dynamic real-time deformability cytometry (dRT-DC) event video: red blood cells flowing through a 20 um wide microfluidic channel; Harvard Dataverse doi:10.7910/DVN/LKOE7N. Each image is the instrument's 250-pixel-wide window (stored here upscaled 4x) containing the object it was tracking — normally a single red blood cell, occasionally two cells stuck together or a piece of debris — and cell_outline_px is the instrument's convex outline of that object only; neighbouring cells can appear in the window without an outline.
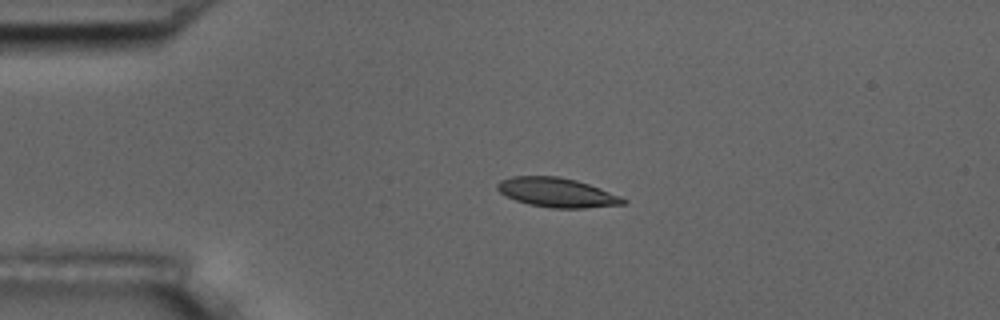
{"species": "common noctule bat (a hibernating species)", "species_latin": "Nyctalus noctula", "temperature_condition": "room temperature", "stored_images_in_passage": 4, "camera_frame_rate_fps": 3000, "um_per_image_px": 0.085, "animal": {"sex": "male", "body_mass_g": 17.5, "forearm_length_mm": 52.3}, "frame": {"image": 1, "passage_image": 3, "time_ms": 3.333, "image_size_px": [1000, 320], "cell_outline_px": [[628, 200], [624, 204], [584, 208], [552, 208], [528, 204], [516, 200], [500, 192], [496, 188], [496, 184], [500, 180], [512, 176], [560, 176], [576, 180], [600, 188], [620, 196]], "centroid_in_image_um": [47.33, 16.36], "position_along_channel_um": 37.7, "area_um2": 21.44}}